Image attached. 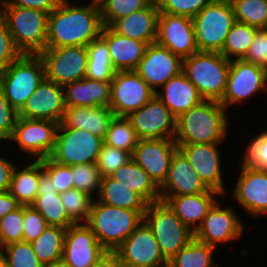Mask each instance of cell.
Masks as SVG:
<instances>
[{"instance_id":"1","label":"cell","mask_w":267,"mask_h":267,"mask_svg":"<svg viewBox=\"0 0 267 267\" xmlns=\"http://www.w3.org/2000/svg\"><path fill=\"white\" fill-rule=\"evenodd\" d=\"M102 29L98 4L70 6L68 0H61L48 15L46 48L87 47L101 36Z\"/></svg>"},{"instance_id":"2","label":"cell","mask_w":267,"mask_h":267,"mask_svg":"<svg viewBox=\"0 0 267 267\" xmlns=\"http://www.w3.org/2000/svg\"><path fill=\"white\" fill-rule=\"evenodd\" d=\"M217 101L203 100L176 118V145L218 144L224 140L228 119Z\"/></svg>"},{"instance_id":"3","label":"cell","mask_w":267,"mask_h":267,"mask_svg":"<svg viewBox=\"0 0 267 267\" xmlns=\"http://www.w3.org/2000/svg\"><path fill=\"white\" fill-rule=\"evenodd\" d=\"M143 220L136 210L93 201L86 224L106 251H115Z\"/></svg>"},{"instance_id":"4","label":"cell","mask_w":267,"mask_h":267,"mask_svg":"<svg viewBox=\"0 0 267 267\" xmlns=\"http://www.w3.org/2000/svg\"><path fill=\"white\" fill-rule=\"evenodd\" d=\"M229 69L230 61L220 52L197 51L183 59L182 71L203 100L222 101Z\"/></svg>"},{"instance_id":"5","label":"cell","mask_w":267,"mask_h":267,"mask_svg":"<svg viewBox=\"0 0 267 267\" xmlns=\"http://www.w3.org/2000/svg\"><path fill=\"white\" fill-rule=\"evenodd\" d=\"M4 17L16 47L22 54L39 55L46 49L48 15L18 6H2Z\"/></svg>"},{"instance_id":"6","label":"cell","mask_w":267,"mask_h":267,"mask_svg":"<svg viewBox=\"0 0 267 267\" xmlns=\"http://www.w3.org/2000/svg\"><path fill=\"white\" fill-rule=\"evenodd\" d=\"M45 78L43 59L39 55L23 54L5 68L0 78V90L19 112Z\"/></svg>"},{"instance_id":"7","label":"cell","mask_w":267,"mask_h":267,"mask_svg":"<svg viewBox=\"0 0 267 267\" xmlns=\"http://www.w3.org/2000/svg\"><path fill=\"white\" fill-rule=\"evenodd\" d=\"M198 51L221 52L236 22L230 0H214L192 18Z\"/></svg>"},{"instance_id":"8","label":"cell","mask_w":267,"mask_h":267,"mask_svg":"<svg viewBox=\"0 0 267 267\" xmlns=\"http://www.w3.org/2000/svg\"><path fill=\"white\" fill-rule=\"evenodd\" d=\"M144 221L151 228L164 258L169 262L193 238L192 232L164 201L148 205Z\"/></svg>"},{"instance_id":"9","label":"cell","mask_w":267,"mask_h":267,"mask_svg":"<svg viewBox=\"0 0 267 267\" xmlns=\"http://www.w3.org/2000/svg\"><path fill=\"white\" fill-rule=\"evenodd\" d=\"M104 139L81 129L58 128L50 158L63 165L96 163Z\"/></svg>"},{"instance_id":"10","label":"cell","mask_w":267,"mask_h":267,"mask_svg":"<svg viewBox=\"0 0 267 267\" xmlns=\"http://www.w3.org/2000/svg\"><path fill=\"white\" fill-rule=\"evenodd\" d=\"M43 59L46 79L65 86L86 77L88 54L85 46L46 48Z\"/></svg>"},{"instance_id":"11","label":"cell","mask_w":267,"mask_h":267,"mask_svg":"<svg viewBox=\"0 0 267 267\" xmlns=\"http://www.w3.org/2000/svg\"><path fill=\"white\" fill-rule=\"evenodd\" d=\"M154 95L155 91L135 70L116 71L111 81L109 107L114 116L127 117Z\"/></svg>"},{"instance_id":"12","label":"cell","mask_w":267,"mask_h":267,"mask_svg":"<svg viewBox=\"0 0 267 267\" xmlns=\"http://www.w3.org/2000/svg\"><path fill=\"white\" fill-rule=\"evenodd\" d=\"M115 252L123 267H168L169 264L144 220Z\"/></svg>"},{"instance_id":"13","label":"cell","mask_w":267,"mask_h":267,"mask_svg":"<svg viewBox=\"0 0 267 267\" xmlns=\"http://www.w3.org/2000/svg\"><path fill=\"white\" fill-rule=\"evenodd\" d=\"M127 118L139 139L174 140L176 118L156 94L140 109L130 113Z\"/></svg>"},{"instance_id":"14","label":"cell","mask_w":267,"mask_h":267,"mask_svg":"<svg viewBox=\"0 0 267 267\" xmlns=\"http://www.w3.org/2000/svg\"><path fill=\"white\" fill-rule=\"evenodd\" d=\"M267 89V69L244 59L230 61L226 90L220 102L225 108Z\"/></svg>"},{"instance_id":"15","label":"cell","mask_w":267,"mask_h":267,"mask_svg":"<svg viewBox=\"0 0 267 267\" xmlns=\"http://www.w3.org/2000/svg\"><path fill=\"white\" fill-rule=\"evenodd\" d=\"M58 127L59 123L51 120L18 117L10 140L36 156V160H42L54 150Z\"/></svg>"},{"instance_id":"16","label":"cell","mask_w":267,"mask_h":267,"mask_svg":"<svg viewBox=\"0 0 267 267\" xmlns=\"http://www.w3.org/2000/svg\"><path fill=\"white\" fill-rule=\"evenodd\" d=\"M156 43L182 60L198 51L192 18L159 13Z\"/></svg>"},{"instance_id":"17","label":"cell","mask_w":267,"mask_h":267,"mask_svg":"<svg viewBox=\"0 0 267 267\" xmlns=\"http://www.w3.org/2000/svg\"><path fill=\"white\" fill-rule=\"evenodd\" d=\"M177 150L172 139H139L131 156L160 187L167 178L171 159Z\"/></svg>"},{"instance_id":"18","label":"cell","mask_w":267,"mask_h":267,"mask_svg":"<svg viewBox=\"0 0 267 267\" xmlns=\"http://www.w3.org/2000/svg\"><path fill=\"white\" fill-rule=\"evenodd\" d=\"M183 60L156 42L147 46L146 52L135 70L156 92L169 79L182 72Z\"/></svg>"},{"instance_id":"19","label":"cell","mask_w":267,"mask_h":267,"mask_svg":"<svg viewBox=\"0 0 267 267\" xmlns=\"http://www.w3.org/2000/svg\"><path fill=\"white\" fill-rule=\"evenodd\" d=\"M106 250L86 223L66 229L62 258L72 267H92Z\"/></svg>"},{"instance_id":"20","label":"cell","mask_w":267,"mask_h":267,"mask_svg":"<svg viewBox=\"0 0 267 267\" xmlns=\"http://www.w3.org/2000/svg\"><path fill=\"white\" fill-rule=\"evenodd\" d=\"M65 109L64 87L45 78L18 112V116L60 123Z\"/></svg>"},{"instance_id":"21","label":"cell","mask_w":267,"mask_h":267,"mask_svg":"<svg viewBox=\"0 0 267 267\" xmlns=\"http://www.w3.org/2000/svg\"><path fill=\"white\" fill-rule=\"evenodd\" d=\"M243 225L231 208H220L216 202L208 211L194 237L207 245L215 247L218 243H229L239 238Z\"/></svg>"},{"instance_id":"22","label":"cell","mask_w":267,"mask_h":267,"mask_svg":"<svg viewBox=\"0 0 267 267\" xmlns=\"http://www.w3.org/2000/svg\"><path fill=\"white\" fill-rule=\"evenodd\" d=\"M218 144L177 145L203 183L212 190L222 194L225 186L221 171V159Z\"/></svg>"},{"instance_id":"23","label":"cell","mask_w":267,"mask_h":267,"mask_svg":"<svg viewBox=\"0 0 267 267\" xmlns=\"http://www.w3.org/2000/svg\"><path fill=\"white\" fill-rule=\"evenodd\" d=\"M234 199L254 217L267 213V170L242 166Z\"/></svg>"},{"instance_id":"24","label":"cell","mask_w":267,"mask_h":267,"mask_svg":"<svg viewBox=\"0 0 267 267\" xmlns=\"http://www.w3.org/2000/svg\"><path fill=\"white\" fill-rule=\"evenodd\" d=\"M209 190L185 156L177 150L171 159L167 178L160 186L161 197L207 193Z\"/></svg>"},{"instance_id":"25","label":"cell","mask_w":267,"mask_h":267,"mask_svg":"<svg viewBox=\"0 0 267 267\" xmlns=\"http://www.w3.org/2000/svg\"><path fill=\"white\" fill-rule=\"evenodd\" d=\"M108 46L115 71L136 70L148 44L122 36L110 26H103L100 36Z\"/></svg>"},{"instance_id":"26","label":"cell","mask_w":267,"mask_h":267,"mask_svg":"<svg viewBox=\"0 0 267 267\" xmlns=\"http://www.w3.org/2000/svg\"><path fill=\"white\" fill-rule=\"evenodd\" d=\"M159 7L152 1L146 8L116 20L110 27L118 34L149 44L157 39Z\"/></svg>"},{"instance_id":"27","label":"cell","mask_w":267,"mask_h":267,"mask_svg":"<svg viewBox=\"0 0 267 267\" xmlns=\"http://www.w3.org/2000/svg\"><path fill=\"white\" fill-rule=\"evenodd\" d=\"M217 195L221 194L210 189L207 193L161 197V201L166 202L176 216L195 233L208 211L217 202L215 199Z\"/></svg>"},{"instance_id":"28","label":"cell","mask_w":267,"mask_h":267,"mask_svg":"<svg viewBox=\"0 0 267 267\" xmlns=\"http://www.w3.org/2000/svg\"><path fill=\"white\" fill-rule=\"evenodd\" d=\"M113 117L110 107H69L65 109L58 128L86 130L105 139Z\"/></svg>"},{"instance_id":"29","label":"cell","mask_w":267,"mask_h":267,"mask_svg":"<svg viewBox=\"0 0 267 267\" xmlns=\"http://www.w3.org/2000/svg\"><path fill=\"white\" fill-rule=\"evenodd\" d=\"M31 206L42 215L48 225L67 229L75 224L68 217L60 194L54 189L50 176L43 170L42 160H40L38 195Z\"/></svg>"},{"instance_id":"30","label":"cell","mask_w":267,"mask_h":267,"mask_svg":"<svg viewBox=\"0 0 267 267\" xmlns=\"http://www.w3.org/2000/svg\"><path fill=\"white\" fill-rule=\"evenodd\" d=\"M162 88L163 92L156 91L155 94L175 118L203 101L195 85L183 71L169 79Z\"/></svg>"},{"instance_id":"31","label":"cell","mask_w":267,"mask_h":267,"mask_svg":"<svg viewBox=\"0 0 267 267\" xmlns=\"http://www.w3.org/2000/svg\"><path fill=\"white\" fill-rule=\"evenodd\" d=\"M111 81L83 78L64 86L65 106L109 107Z\"/></svg>"},{"instance_id":"32","label":"cell","mask_w":267,"mask_h":267,"mask_svg":"<svg viewBox=\"0 0 267 267\" xmlns=\"http://www.w3.org/2000/svg\"><path fill=\"white\" fill-rule=\"evenodd\" d=\"M111 177L142 196L149 204L161 200L160 187L133 159L115 170Z\"/></svg>"},{"instance_id":"33","label":"cell","mask_w":267,"mask_h":267,"mask_svg":"<svg viewBox=\"0 0 267 267\" xmlns=\"http://www.w3.org/2000/svg\"><path fill=\"white\" fill-rule=\"evenodd\" d=\"M98 193L100 195L99 202L119 208L136 210L143 216L149 205L142 196L114 180L111 176L102 178Z\"/></svg>"},{"instance_id":"34","label":"cell","mask_w":267,"mask_h":267,"mask_svg":"<svg viewBox=\"0 0 267 267\" xmlns=\"http://www.w3.org/2000/svg\"><path fill=\"white\" fill-rule=\"evenodd\" d=\"M39 179L40 160L34 161L21 170H17L15 166L9 192L20 205L30 206L38 195Z\"/></svg>"},{"instance_id":"35","label":"cell","mask_w":267,"mask_h":267,"mask_svg":"<svg viewBox=\"0 0 267 267\" xmlns=\"http://www.w3.org/2000/svg\"><path fill=\"white\" fill-rule=\"evenodd\" d=\"M86 50L88 54L86 77L98 81H112L116 71L110 59L107 43L98 37L86 47Z\"/></svg>"},{"instance_id":"36","label":"cell","mask_w":267,"mask_h":267,"mask_svg":"<svg viewBox=\"0 0 267 267\" xmlns=\"http://www.w3.org/2000/svg\"><path fill=\"white\" fill-rule=\"evenodd\" d=\"M65 232V228L48 225L36 240L30 242L43 265L62 258Z\"/></svg>"},{"instance_id":"37","label":"cell","mask_w":267,"mask_h":267,"mask_svg":"<svg viewBox=\"0 0 267 267\" xmlns=\"http://www.w3.org/2000/svg\"><path fill=\"white\" fill-rule=\"evenodd\" d=\"M213 251V246L194 237L169 261L168 267H217L212 262Z\"/></svg>"},{"instance_id":"38","label":"cell","mask_w":267,"mask_h":267,"mask_svg":"<svg viewBox=\"0 0 267 267\" xmlns=\"http://www.w3.org/2000/svg\"><path fill=\"white\" fill-rule=\"evenodd\" d=\"M258 31L256 27L236 21L227 34L225 45L220 53L229 61L233 60V56H236V60L244 59Z\"/></svg>"},{"instance_id":"39","label":"cell","mask_w":267,"mask_h":267,"mask_svg":"<svg viewBox=\"0 0 267 267\" xmlns=\"http://www.w3.org/2000/svg\"><path fill=\"white\" fill-rule=\"evenodd\" d=\"M139 138L130 120L125 116H114L108 126L104 143L129 152L131 155L137 146Z\"/></svg>"},{"instance_id":"40","label":"cell","mask_w":267,"mask_h":267,"mask_svg":"<svg viewBox=\"0 0 267 267\" xmlns=\"http://www.w3.org/2000/svg\"><path fill=\"white\" fill-rule=\"evenodd\" d=\"M235 20L256 27L267 28V0H230Z\"/></svg>"},{"instance_id":"41","label":"cell","mask_w":267,"mask_h":267,"mask_svg":"<svg viewBox=\"0 0 267 267\" xmlns=\"http://www.w3.org/2000/svg\"><path fill=\"white\" fill-rule=\"evenodd\" d=\"M153 0H103L99 6L103 26L146 8Z\"/></svg>"},{"instance_id":"42","label":"cell","mask_w":267,"mask_h":267,"mask_svg":"<svg viewBox=\"0 0 267 267\" xmlns=\"http://www.w3.org/2000/svg\"><path fill=\"white\" fill-rule=\"evenodd\" d=\"M63 206L68 217L75 223L88 222L90 210L93 203V197L89 194L79 191L75 188L60 194ZM82 221V222H81Z\"/></svg>"},{"instance_id":"43","label":"cell","mask_w":267,"mask_h":267,"mask_svg":"<svg viewBox=\"0 0 267 267\" xmlns=\"http://www.w3.org/2000/svg\"><path fill=\"white\" fill-rule=\"evenodd\" d=\"M6 251V267H43L30 242L18 241L1 248ZM4 249V250H3Z\"/></svg>"},{"instance_id":"44","label":"cell","mask_w":267,"mask_h":267,"mask_svg":"<svg viewBox=\"0 0 267 267\" xmlns=\"http://www.w3.org/2000/svg\"><path fill=\"white\" fill-rule=\"evenodd\" d=\"M71 171L74 179L73 188L90 196L95 190H100L102 176L96 163L73 165Z\"/></svg>"},{"instance_id":"45","label":"cell","mask_w":267,"mask_h":267,"mask_svg":"<svg viewBox=\"0 0 267 267\" xmlns=\"http://www.w3.org/2000/svg\"><path fill=\"white\" fill-rule=\"evenodd\" d=\"M23 241V205L0 220V248Z\"/></svg>"},{"instance_id":"46","label":"cell","mask_w":267,"mask_h":267,"mask_svg":"<svg viewBox=\"0 0 267 267\" xmlns=\"http://www.w3.org/2000/svg\"><path fill=\"white\" fill-rule=\"evenodd\" d=\"M132 159L129 152L111 147L103 143L96 164L102 178L111 176L115 170Z\"/></svg>"},{"instance_id":"47","label":"cell","mask_w":267,"mask_h":267,"mask_svg":"<svg viewBox=\"0 0 267 267\" xmlns=\"http://www.w3.org/2000/svg\"><path fill=\"white\" fill-rule=\"evenodd\" d=\"M43 170L50 176L54 189L58 194L73 188L71 166L53 161L50 157L42 159Z\"/></svg>"},{"instance_id":"48","label":"cell","mask_w":267,"mask_h":267,"mask_svg":"<svg viewBox=\"0 0 267 267\" xmlns=\"http://www.w3.org/2000/svg\"><path fill=\"white\" fill-rule=\"evenodd\" d=\"M214 0H157L160 13L195 17Z\"/></svg>"},{"instance_id":"49","label":"cell","mask_w":267,"mask_h":267,"mask_svg":"<svg viewBox=\"0 0 267 267\" xmlns=\"http://www.w3.org/2000/svg\"><path fill=\"white\" fill-rule=\"evenodd\" d=\"M244 155L242 166L267 170V130L250 142Z\"/></svg>"},{"instance_id":"50","label":"cell","mask_w":267,"mask_h":267,"mask_svg":"<svg viewBox=\"0 0 267 267\" xmlns=\"http://www.w3.org/2000/svg\"><path fill=\"white\" fill-rule=\"evenodd\" d=\"M48 224L33 206H23V241L36 240Z\"/></svg>"},{"instance_id":"51","label":"cell","mask_w":267,"mask_h":267,"mask_svg":"<svg viewBox=\"0 0 267 267\" xmlns=\"http://www.w3.org/2000/svg\"><path fill=\"white\" fill-rule=\"evenodd\" d=\"M22 55L8 31L4 17L0 14V62L7 67Z\"/></svg>"},{"instance_id":"52","label":"cell","mask_w":267,"mask_h":267,"mask_svg":"<svg viewBox=\"0 0 267 267\" xmlns=\"http://www.w3.org/2000/svg\"><path fill=\"white\" fill-rule=\"evenodd\" d=\"M18 117V112L11 106L5 94L0 90V140L11 139Z\"/></svg>"},{"instance_id":"53","label":"cell","mask_w":267,"mask_h":267,"mask_svg":"<svg viewBox=\"0 0 267 267\" xmlns=\"http://www.w3.org/2000/svg\"><path fill=\"white\" fill-rule=\"evenodd\" d=\"M244 60L267 69L266 28L256 33Z\"/></svg>"},{"instance_id":"54","label":"cell","mask_w":267,"mask_h":267,"mask_svg":"<svg viewBox=\"0 0 267 267\" xmlns=\"http://www.w3.org/2000/svg\"><path fill=\"white\" fill-rule=\"evenodd\" d=\"M61 0H2L1 6H18L50 14Z\"/></svg>"},{"instance_id":"55","label":"cell","mask_w":267,"mask_h":267,"mask_svg":"<svg viewBox=\"0 0 267 267\" xmlns=\"http://www.w3.org/2000/svg\"><path fill=\"white\" fill-rule=\"evenodd\" d=\"M14 168L12 162L0 157V192L9 191Z\"/></svg>"},{"instance_id":"56","label":"cell","mask_w":267,"mask_h":267,"mask_svg":"<svg viewBox=\"0 0 267 267\" xmlns=\"http://www.w3.org/2000/svg\"><path fill=\"white\" fill-rule=\"evenodd\" d=\"M20 206L18 201L9 191L0 192V220L9 212L14 211Z\"/></svg>"},{"instance_id":"57","label":"cell","mask_w":267,"mask_h":267,"mask_svg":"<svg viewBox=\"0 0 267 267\" xmlns=\"http://www.w3.org/2000/svg\"><path fill=\"white\" fill-rule=\"evenodd\" d=\"M92 267H123L115 251H106Z\"/></svg>"},{"instance_id":"58","label":"cell","mask_w":267,"mask_h":267,"mask_svg":"<svg viewBox=\"0 0 267 267\" xmlns=\"http://www.w3.org/2000/svg\"><path fill=\"white\" fill-rule=\"evenodd\" d=\"M43 267H72L63 258L56 260L52 263L46 264Z\"/></svg>"},{"instance_id":"59","label":"cell","mask_w":267,"mask_h":267,"mask_svg":"<svg viewBox=\"0 0 267 267\" xmlns=\"http://www.w3.org/2000/svg\"><path fill=\"white\" fill-rule=\"evenodd\" d=\"M0 267H6L5 255L1 248H0Z\"/></svg>"},{"instance_id":"60","label":"cell","mask_w":267,"mask_h":267,"mask_svg":"<svg viewBox=\"0 0 267 267\" xmlns=\"http://www.w3.org/2000/svg\"><path fill=\"white\" fill-rule=\"evenodd\" d=\"M5 66L0 62V78L2 77L3 75V72L5 71Z\"/></svg>"},{"instance_id":"61","label":"cell","mask_w":267,"mask_h":267,"mask_svg":"<svg viewBox=\"0 0 267 267\" xmlns=\"http://www.w3.org/2000/svg\"><path fill=\"white\" fill-rule=\"evenodd\" d=\"M103 0H92L91 2L95 3V4H100Z\"/></svg>"},{"instance_id":"62","label":"cell","mask_w":267,"mask_h":267,"mask_svg":"<svg viewBox=\"0 0 267 267\" xmlns=\"http://www.w3.org/2000/svg\"><path fill=\"white\" fill-rule=\"evenodd\" d=\"M266 54H267V28H266Z\"/></svg>"}]
</instances>
